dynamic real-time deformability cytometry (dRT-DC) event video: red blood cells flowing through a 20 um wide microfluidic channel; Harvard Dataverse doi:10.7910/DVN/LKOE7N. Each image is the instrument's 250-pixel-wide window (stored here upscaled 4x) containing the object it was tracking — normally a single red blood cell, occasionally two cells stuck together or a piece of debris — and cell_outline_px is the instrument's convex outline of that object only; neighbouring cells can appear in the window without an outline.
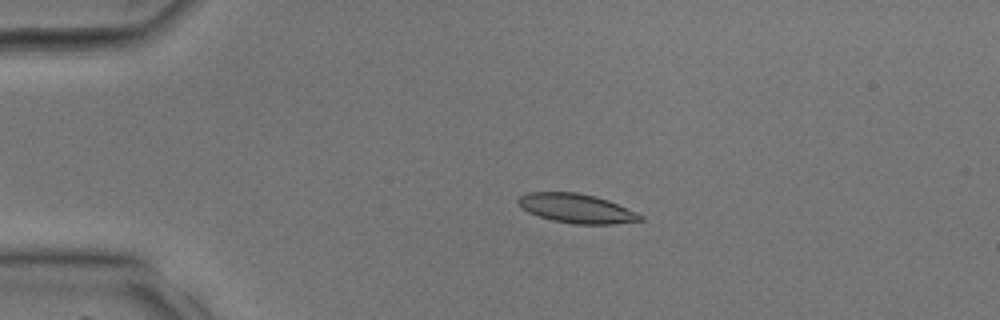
{"species": "common noctule bat (a hibernating species)", "species_latin": "Nyctalus noctula", "temperature_condition": "room temperature", "stored_images_in_passage": 30, "camera_frame_rate_fps": 3000, "um_per_image_px": 0.085, "animal": {"sex": "male", "body_mass_g": 17.9, "forearm_length_mm": 54.2}, "frame": {"image": 1, "passage_image": 1, "time_ms": 0.0, "image_size_px": [1000, 320], "cell_outline_px": [[644, 220], [612, 224], [572, 224], [552, 220], [528, 212], [520, 208], [516, 200], [520, 196], [528, 192], [576, 192], [596, 196], [608, 200], [636, 212], [644, 216]], "centroid_in_image_um": [48.99, 17.71], "position_along_channel_um": 36.0, "area_um2": 20.87}}
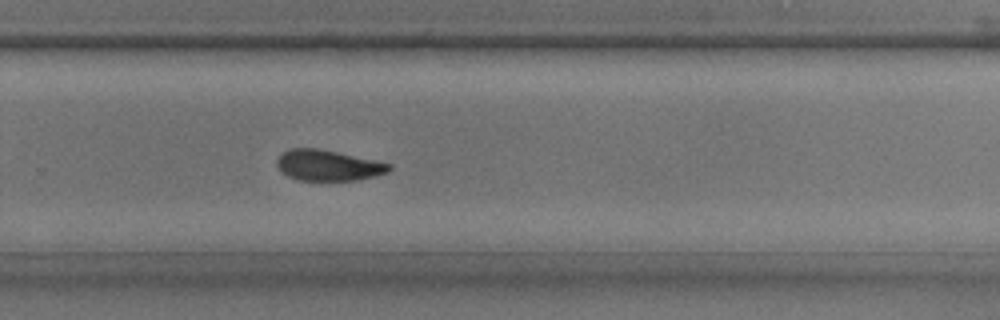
{"frame": {"image": 2, "passage_image": 18, "time_ms": 5.667, "image_size_px": [1000, 320], "cell_outline_px": [[392, 168], [388, 172], [356, 180], [296, 180], [288, 176], [276, 164], [276, 160], [288, 148], [316, 148], [376, 160], [392, 164]], "centroid_in_image_um": [27.89, 14.05], "position_along_channel_um": 301.9, "area_um2": 19.88}}
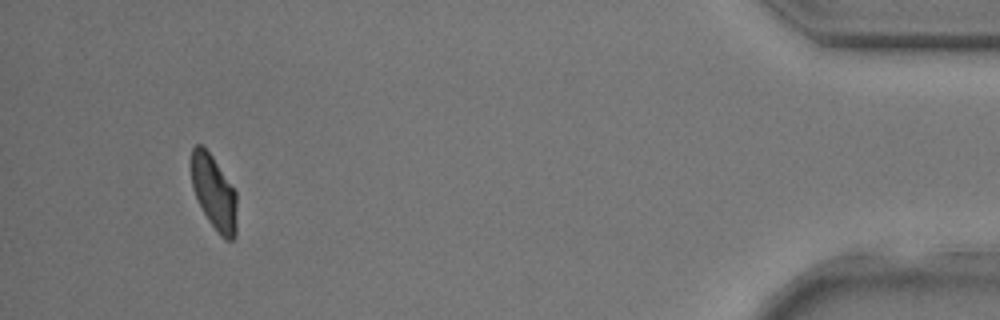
{"frame": {"image": 3, "passage_image": 28, "time_ms": 9.0, "image_size_px": [1000, 320], "cell_outline_px": [[236, 236], [232, 240], [224, 240], [220, 236], [208, 220], [192, 188], [192, 148], [196, 144], [200, 144], [212, 156], [236, 192]], "centroid_in_image_um": [18.2, 16.41], "position_along_channel_um": 417.0, "area_um2": 19.42}}